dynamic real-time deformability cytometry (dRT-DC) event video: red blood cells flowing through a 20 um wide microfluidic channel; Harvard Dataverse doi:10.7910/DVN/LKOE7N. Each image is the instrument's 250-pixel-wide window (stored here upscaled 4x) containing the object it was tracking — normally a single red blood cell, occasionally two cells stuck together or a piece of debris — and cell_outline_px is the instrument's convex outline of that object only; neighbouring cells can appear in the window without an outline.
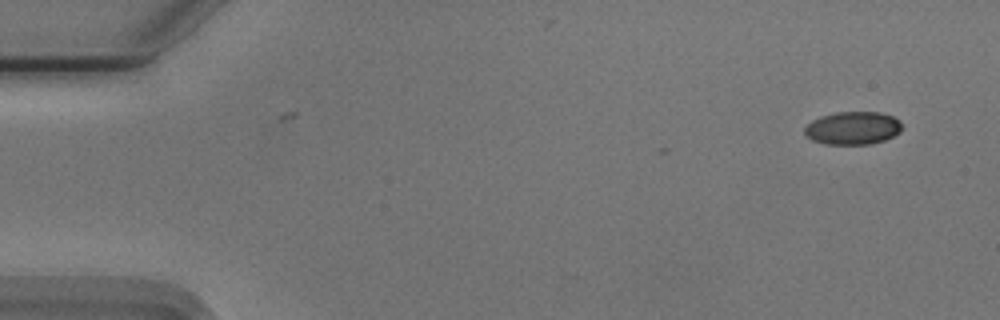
{"species": "Egyptian fruit bat (a non-hibernating species)", "species_latin": "Rousettus aegyptiacus", "temperature_condition": "cold", "stored_images_in_passage": 2, "camera_frame_rate_fps": 3000, "um_per_image_px": 0.085, "animal": {"sex": "male"}, "frame": {"image": 1, "passage_image": 1, "time_ms": 0.0, "image_size_px": [1000, 320], "cell_outline_px": [[900, 132], [884, 140], [872, 144], [824, 144], [812, 140], [804, 136], [804, 128], [812, 120], [820, 116], [836, 112], [880, 112], [892, 116], [900, 120]], "centroid_in_image_um": [72.45, 10.89], "position_along_channel_um": 12.6, "area_um2": 18.79}}